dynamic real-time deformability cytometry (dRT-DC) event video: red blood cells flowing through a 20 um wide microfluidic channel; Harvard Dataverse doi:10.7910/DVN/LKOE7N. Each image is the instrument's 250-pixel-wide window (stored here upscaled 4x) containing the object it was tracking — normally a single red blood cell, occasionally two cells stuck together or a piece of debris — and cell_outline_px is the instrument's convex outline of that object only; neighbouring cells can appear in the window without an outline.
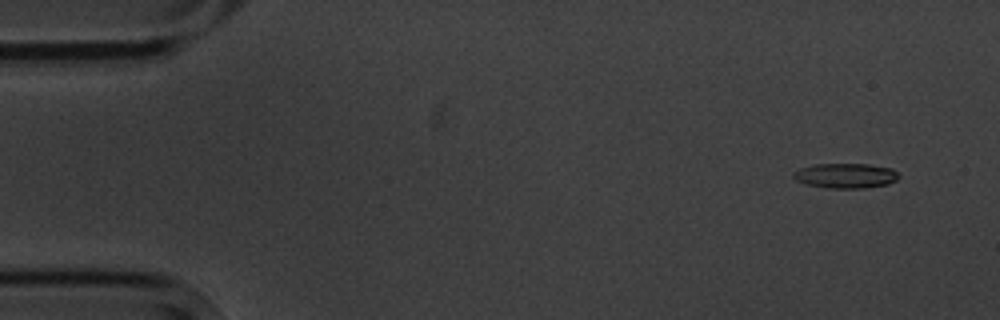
{"species": "common noctule bat (a hibernating species)", "species_latin": "Nyctalus noctula", "temperature_condition": "cold", "stored_images_in_passage": 10, "camera_frame_rate_fps": 3000, "um_per_image_px": 0.085, "animal": {"sex": "male", "body_mass_g": 20.1, "forearm_length_mm": 53.5}, "frame": {"image": 1, "passage_image": 2, "time_ms": 1.0, "image_size_px": [1000, 320], "cell_outline_px": [[900, 176], [896, 180], [888, 184], [864, 188], [828, 188], [808, 184], [796, 180], [792, 176], [792, 172], [800, 168], [816, 164], [868, 164], [892, 168]], "centroid_in_image_um": [71.88, 14.93], "position_along_channel_um": 13.1, "area_um2": 15.26}}
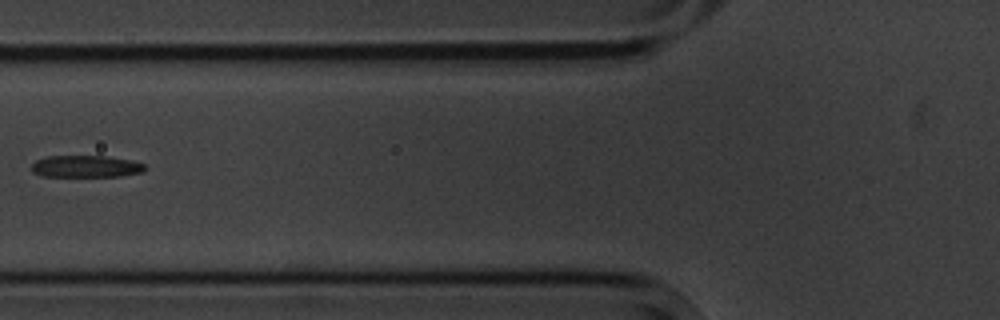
{"frame": {"image": 2, "passage_image": 7, "time_ms": 7.0, "image_size_px": [1000, 320], "cell_outline_px": [[148, 168], [144, 172], [120, 176], [40, 176], [32, 172], [32, 164], [36, 160], [48, 156], [104, 156], [128, 160], [144, 164]], "centroid_in_image_um": [7.3, 14.15], "position_along_channel_um": 118.5, "area_um2": 14.45}}
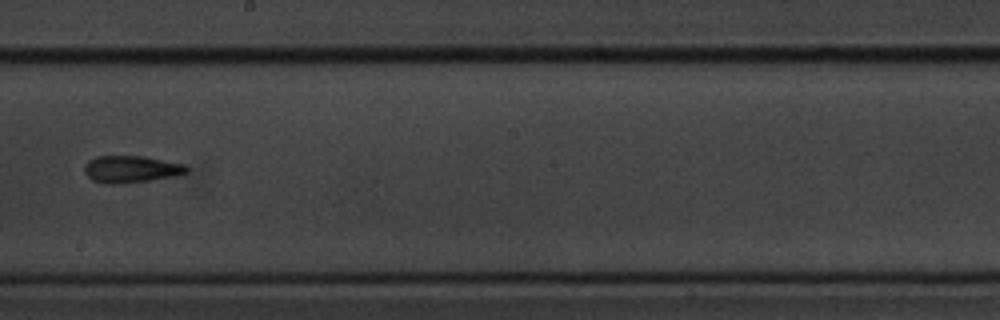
{"frame": {"image": 3, "passage_image": 10, "time_ms": 10.333, "image_size_px": [1000, 320], "cell_outline_px": [[188, 172], [176, 176], [152, 180], [112, 184], [104, 184], [92, 180], [84, 172], [84, 164], [88, 160], [96, 156], [144, 156], [184, 164], [188, 168]], "centroid_in_image_um": [11.12, 14.38], "position_along_channel_um": 237.1, "area_um2": 16.18}}